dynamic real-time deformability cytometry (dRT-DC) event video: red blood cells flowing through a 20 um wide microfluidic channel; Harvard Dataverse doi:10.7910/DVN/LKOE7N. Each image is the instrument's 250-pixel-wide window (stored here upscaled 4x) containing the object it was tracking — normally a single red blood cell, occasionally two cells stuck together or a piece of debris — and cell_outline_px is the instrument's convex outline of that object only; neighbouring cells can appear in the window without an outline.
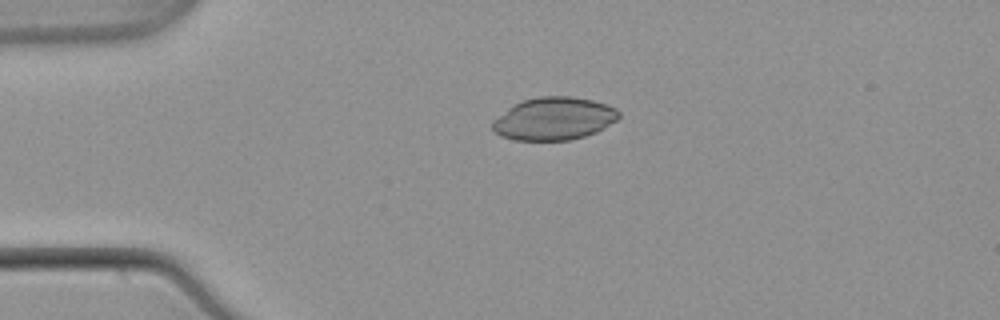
{"species": "common noctule bat (a hibernating species)", "species_latin": "Nyctalus noctula", "temperature_condition": "warm", "stored_images_in_passage": 41, "camera_frame_rate_fps": 3000, "um_per_image_px": 0.085, "animal": {"sex": "male", "body_mass_g": 21.5, "forearm_length_mm": 52.0}, "frame": {"image": 1, "passage_image": 1, "time_ms": 0.0, "image_size_px": [1000, 320], "cell_outline_px": [[620, 116], [616, 120], [604, 128], [596, 132], [584, 136], [568, 140], [512, 140], [500, 136], [492, 128], [492, 120], [512, 104], [524, 100], [540, 96], [572, 96], [592, 100], [616, 108], [620, 112]], "centroid_in_image_um": [47.06, 10.08], "position_along_channel_um": 37.9, "area_um2": 31.56}}
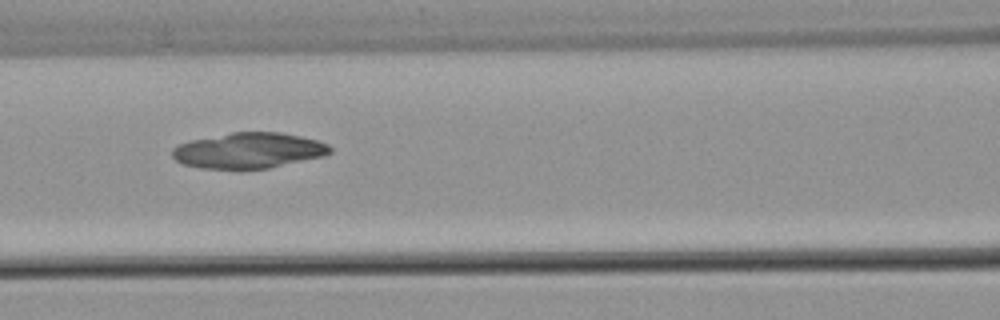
{"frame": {"image": 2, "passage_image": 12, "time_ms": 3.667, "image_size_px": [1000, 320], "cell_outline_px": [[332, 152], [324, 156], [268, 168], [200, 168], [184, 164], [176, 160], [172, 156], [172, 148], [176, 144], [192, 140], [232, 132], [280, 132], [300, 136], [316, 140], [328, 144], [332, 148]], "centroid_in_image_um": [21.14, 12.78], "position_along_channel_um": 145.5, "area_um2": 32.54}}
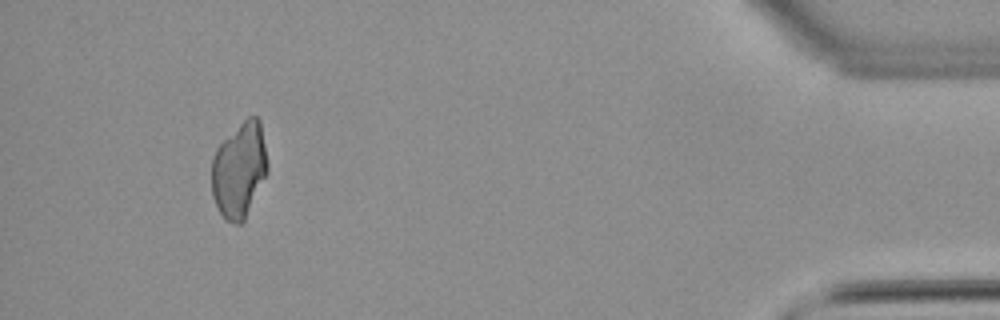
{"frame": {"image": 3, "passage_image": 38, "time_ms": 12.333, "image_size_px": [1000, 320], "cell_outline_px": [[268, 172], [244, 220], [240, 224], [236, 224], [224, 220], [212, 196], [212, 160], [216, 148], [248, 116], [256, 116], [260, 120], [268, 164]], "centroid_in_image_um": [20.34, 14.47], "position_along_channel_um": 414.9, "area_um2": 30.87}}